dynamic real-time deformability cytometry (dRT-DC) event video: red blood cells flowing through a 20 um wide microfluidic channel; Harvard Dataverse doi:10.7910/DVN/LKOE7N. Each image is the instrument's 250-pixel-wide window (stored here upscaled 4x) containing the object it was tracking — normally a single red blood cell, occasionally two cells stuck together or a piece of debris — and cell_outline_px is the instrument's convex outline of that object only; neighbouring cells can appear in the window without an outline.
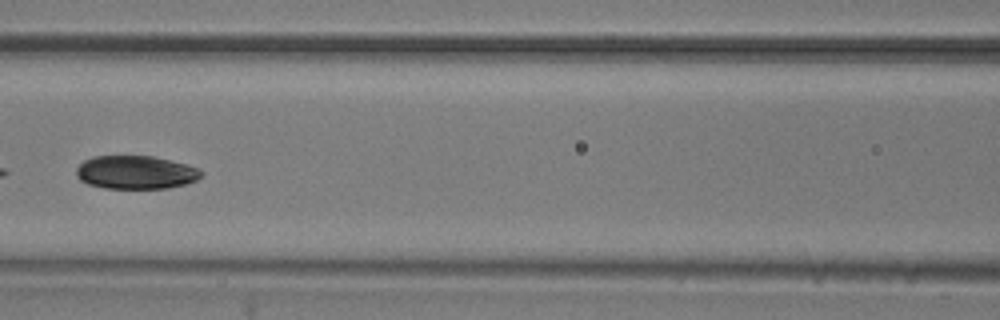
{"species": "common noctule bat (a hibernating species)", "species_latin": "Nyctalus noctula", "temperature_condition": "room temperature", "stored_images_in_passage": 7, "camera_frame_rate_fps": 3000, "um_per_image_px": 0.085, "animal": {"sex": "male", "body_mass_g": 20.5, "forearm_length_mm": 52.5}, "frame": {"image": 1, "passage_image": 7, "time_ms": 7.333, "image_size_px": [1000, 320], "cell_outline_px": [[204, 176], [196, 180], [184, 184], [168, 188], [104, 188], [88, 184], [80, 180], [76, 176], [76, 168], [84, 160], [92, 156], [152, 156], [184, 164], [196, 168], [204, 172]], "centroid_in_image_um": [11.51, 14.65], "position_along_channel_um": 155.1, "area_um2": 24.22}}